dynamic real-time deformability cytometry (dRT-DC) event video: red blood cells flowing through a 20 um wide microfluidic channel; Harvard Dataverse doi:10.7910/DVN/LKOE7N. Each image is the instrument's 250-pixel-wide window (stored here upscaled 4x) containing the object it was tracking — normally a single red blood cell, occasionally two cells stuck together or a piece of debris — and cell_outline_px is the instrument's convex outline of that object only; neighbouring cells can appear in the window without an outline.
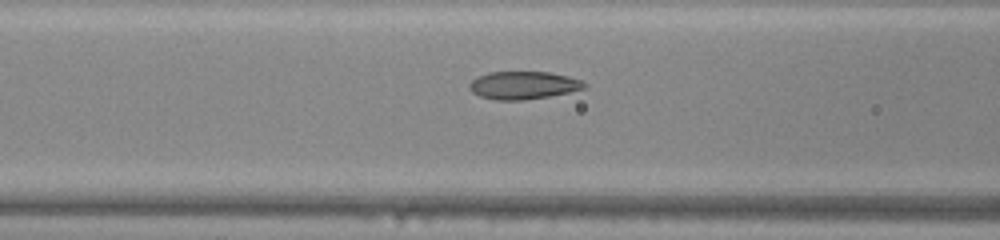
{"species": "common noctule bat (a hibernating species)", "species_latin": "Nyctalus noctula", "temperature_condition": "warm", "stored_images_in_passage": 36, "camera_frame_rate_fps": 3000, "um_per_image_px": 0.085, "animal": {"sex": "male", "body_mass_g": 20.0, "forearm_length_mm": 53.3}, "frame": {"image": 1, "passage_image": 7, "time_ms": 2.0, "image_size_px": [1000, 240], "cell_outline_px": [[588, 84], [584, 88], [568, 92], [548, 96], [524, 100], [496, 100], [480, 96], [472, 92], [468, 88], [468, 84], [476, 76], [488, 72], [548, 72], [568, 76], [580, 80]], "centroid_in_image_um": [44.43, 7.24], "position_along_channel_um": 122.2, "area_um2": 18.61}}
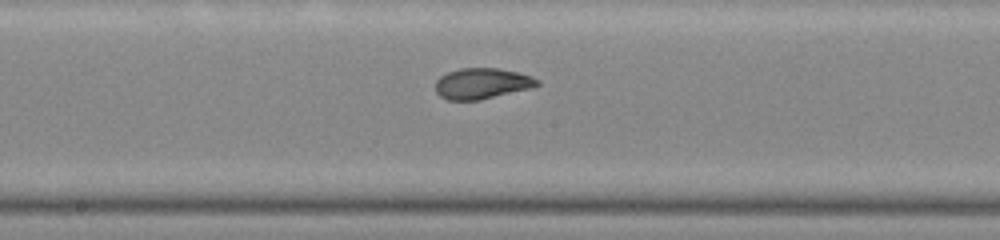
{"frame": {"image": 2, "passage_image": 13, "time_ms": 4.0, "image_size_px": [1000, 240], "cell_outline_px": [[540, 84], [528, 88], [480, 100], [448, 100], [440, 96], [436, 92], [436, 80], [440, 76], [448, 72], [460, 68], [500, 68], [520, 72], [532, 76], [540, 80]], "centroid_in_image_um": [40.96, 7.08], "position_along_channel_um": 207.2, "area_um2": 18.26}}
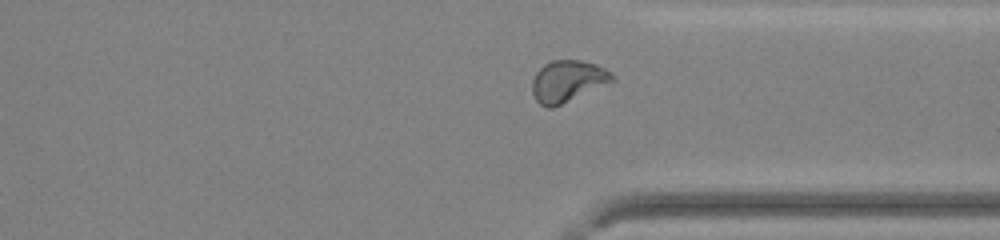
{"frame": {"image": 3, "passage_image": 24, "time_ms": 7.667, "image_size_px": [1000, 240], "cell_outline_px": [[616, 80], [552, 108], [548, 108], [540, 104], [536, 100], [532, 92], [532, 80], [536, 72], [544, 64], [552, 60], [580, 60], [596, 64], [612, 72], [616, 76]], "centroid_in_image_um": [48.26, 6.89], "position_along_channel_um": 363.1, "area_um2": 19.42}, "authors_computed_cell_mechanics": {"area_um2": 18.9584, "velocity_mm_per_s": 4.2613, "shape_relaxation_time_tau1_ms": 5.9107, "shape_relaxation_time_tau2_ms": 1.0137, "deformation_change_tau1": 0.1743, "deformation_change_tau2": 0.0455}}